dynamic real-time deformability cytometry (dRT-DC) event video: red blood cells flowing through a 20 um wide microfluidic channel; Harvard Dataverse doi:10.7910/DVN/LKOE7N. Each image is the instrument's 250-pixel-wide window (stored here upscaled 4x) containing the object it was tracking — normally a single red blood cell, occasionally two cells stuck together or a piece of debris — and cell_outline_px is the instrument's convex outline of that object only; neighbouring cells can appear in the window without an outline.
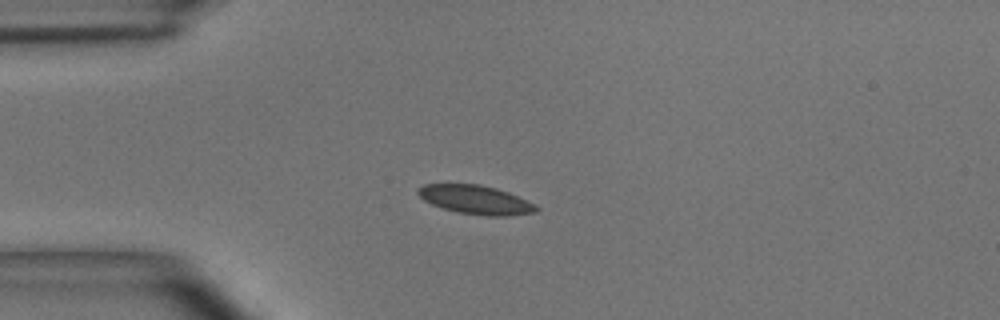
{"species": "common noctule bat (a hibernating species)", "species_latin": "Nyctalus noctula", "temperature_condition": "room temperature", "stored_images_in_passage": 1, "camera_frame_rate_fps": 3000, "um_per_image_px": 0.085, "animal": {"sex": "male", "body_mass_g": 15.6}, "frame": {"image": 1, "passage_image": 1, "time_ms": 0.0, "image_size_px": [1000, 320], "cell_outline_px": [[540, 208], [536, 212], [508, 216], [484, 216], [456, 212], [432, 204], [424, 200], [416, 192], [416, 188], [424, 184], [480, 184], [496, 188], [508, 192], [536, 204]], "centroid_in_image_um": [40.44, 16.98], "position_along_channel_um": 44.6, "area_um2": 20.0}}